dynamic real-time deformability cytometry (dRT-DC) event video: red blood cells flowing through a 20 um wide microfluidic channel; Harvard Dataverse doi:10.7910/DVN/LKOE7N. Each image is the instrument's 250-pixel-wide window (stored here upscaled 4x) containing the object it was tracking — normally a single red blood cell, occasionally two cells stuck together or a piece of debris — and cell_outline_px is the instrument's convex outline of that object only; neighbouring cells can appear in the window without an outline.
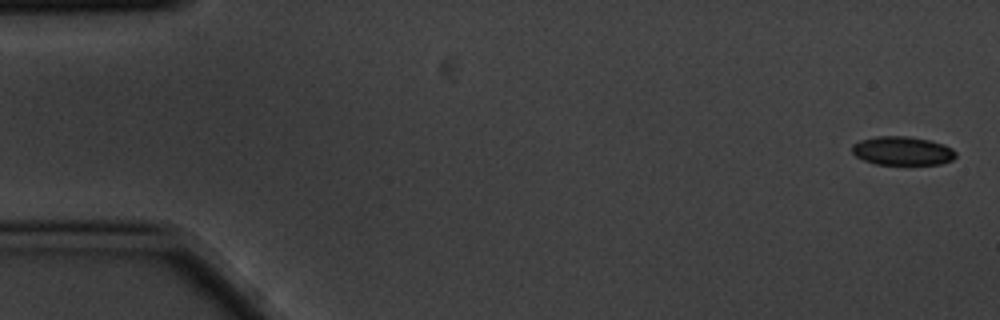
{"species": "common noctule bat (a hibernating species)", "species_latin": "Nyctalus noctula", "temperature_condition": "cold", "stored_images_in_passage": 3, "camera_frame_rate_fps": 3000, "um_per_image_px": 0.085, "animal": {"sex": "male", "body_mass_g": 20.1, "forearm_length_mm": 53.5}, "frame": {"image": 1, "passage_image": 1, "time_ms": 0.0, "image_size_px": [1000, 320], "cell_outline_px": [[956, 156], [952, 160], [940, 164], [876, 164], [864, 160], [856, 156], [852, 152], [852, 144], [860, 140], [876, 136], [908, 136], [932, 140], [944, 144], [952, 148], [956, 152]], "centroid_in_image_um": [76.72, 12.81], "position_along_channel_um": 8.3, "area_um2": 17.46}}